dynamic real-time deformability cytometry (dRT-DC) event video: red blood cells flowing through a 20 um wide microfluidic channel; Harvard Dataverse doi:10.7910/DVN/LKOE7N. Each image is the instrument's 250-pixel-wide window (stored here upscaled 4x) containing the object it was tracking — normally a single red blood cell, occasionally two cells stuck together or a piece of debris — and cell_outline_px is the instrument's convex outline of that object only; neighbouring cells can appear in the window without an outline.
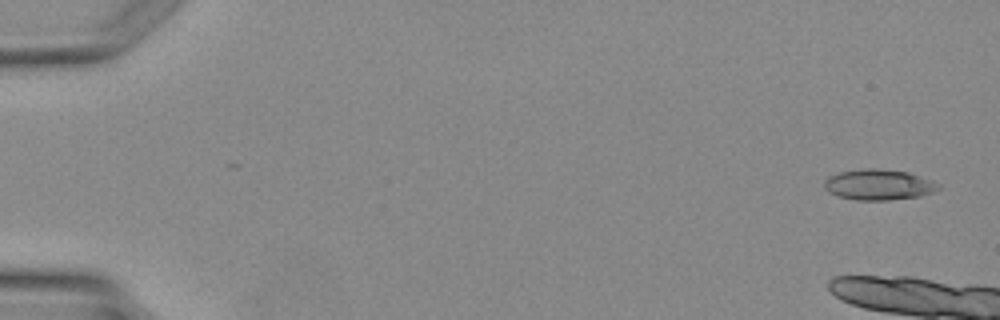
{"species": "Egyptian fruit bat (a non-hibernating species)", "species_latin": "Rousettus aegyptiacus", "temperature_condition": "warm", "stored_images_in_passage": 2, "camera_frame_rate_fps": 3000, "um_per_image_px": 0.085, "animal": {"sex": "female"}, "frame": {"image": 1, "passage_image": 2, "time_ms": 1.333, "image_size_px": [1000, 320], "cell_outline_px": [[940, 188], [932, 192], [920, 196], [888, 200], [856, 200], [836, 196], [828, 192], [824, 188], [824, 180], [828, 176], [840, 172], [864, 168], [880, 168], [908, 172], [932, 180], [940, 184]], "centroid_in_image_um": [74.66, 15.69], "position_along_channel_um": 10.3, "area_um2": 20.58}}